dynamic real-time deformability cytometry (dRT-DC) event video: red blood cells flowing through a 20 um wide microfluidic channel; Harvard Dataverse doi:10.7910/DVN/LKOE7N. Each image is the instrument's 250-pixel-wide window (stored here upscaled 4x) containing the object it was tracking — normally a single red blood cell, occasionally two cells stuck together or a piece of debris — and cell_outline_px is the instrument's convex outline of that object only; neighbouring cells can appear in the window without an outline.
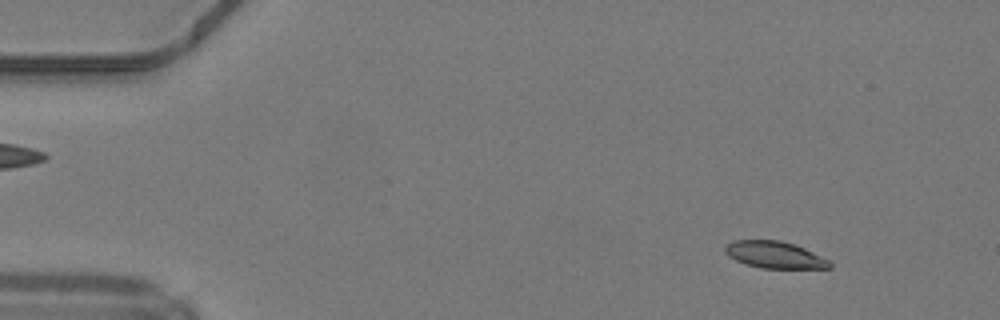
{"species": "common noctule bat (a hibernating species)", "species_latin": "Nyctalus noctula", "temperature_condition": "warm", "stored_images_in_passage": 14, "camera_frame_rate_fps": 3000, "um_per_image_px": 0.085, "animal": {"sex": "male", "body_mass_g": 19.2, "forearm_length_mm": 51.8}, "frame": {"image": 1, "passage_image": 5, "time_ms": 1.333, "image_size_px": [1000, 320], "cell_outline_px": [[832, 268], [760, 268], [736, 260], [728, 256], [724, 252], [724, 248], [732, 240], [780, 240], [804, 248], [828, 260], [832, 264]], "centroid_in_image_um": [65.82, 21.66], "position_along_channel_um": 19.2, "area_um2": 16.18}}